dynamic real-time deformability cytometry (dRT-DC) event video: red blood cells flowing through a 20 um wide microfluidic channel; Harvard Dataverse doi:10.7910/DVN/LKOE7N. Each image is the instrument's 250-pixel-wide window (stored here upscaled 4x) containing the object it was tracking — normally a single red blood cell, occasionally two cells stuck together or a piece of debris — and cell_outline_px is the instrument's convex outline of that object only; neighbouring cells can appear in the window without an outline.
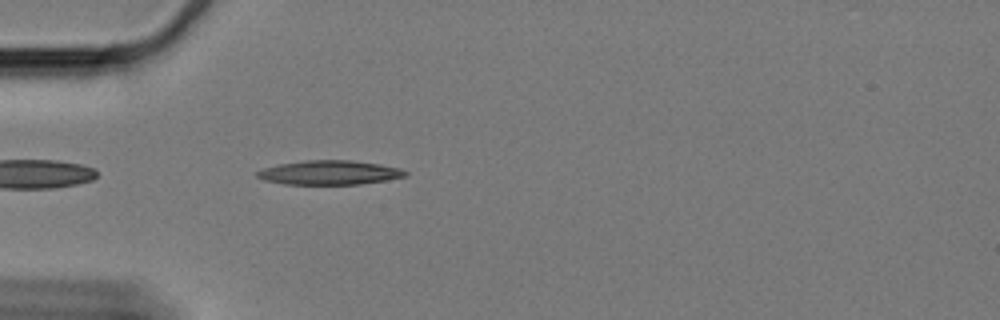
{"species": "Egyptian fruit bat (a non-hibernating species)", "species_latin": "Rousettus aegyptiacus", "temperature_condition": "cold", "stored_images_in_passage": 45, "camera_frame_rate_fps": 3000, "um_per_image_px": 0.085, "animal": {"sex": "female"}, "frame": {"image": 1, "passage_image": 3, "time_ms": 0.667, "image_size_px": [1000, 320], "cell_outline_px": [[408, 176], [360, 184], [284, 184], [264, 180], [256, 176], [256, 172], [264, 168], [280, 164], [304, 160], [352, 160], [380, 164], [400, 168], [408, 172]], "centroid_in_image_um": [28.02, 14.66], "position_along_channel_um": 57.0, "area_um2": 20.87}}
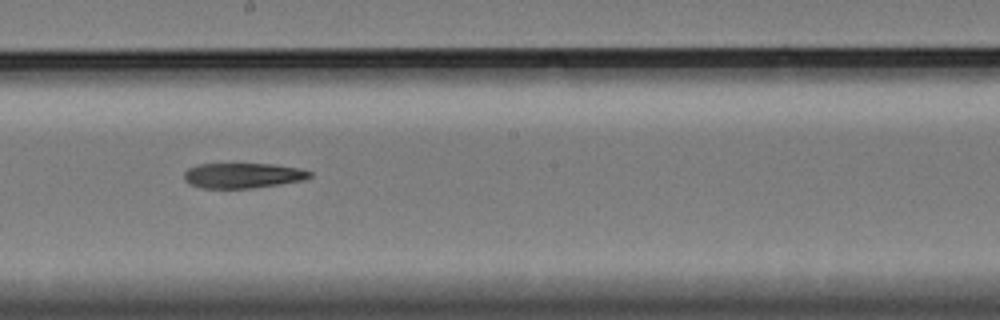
{"frame": {"image": 2, "passage_image": 19, "time_ms": 6.0, "image_size_px": [1000, 320], "cell_outline_px": [[312, 176], [304, 180], [280, 184], [252, 188], [200, 188], [188, 184], [184, 180], [184, 172], [188, 168], [196, 164], [272, 164], [300, 168], [312, 172]], "centroid_in_image_um": [20.62, 14.92], "position_along_channel_um": 227.6, "area_um2": 18.61}}
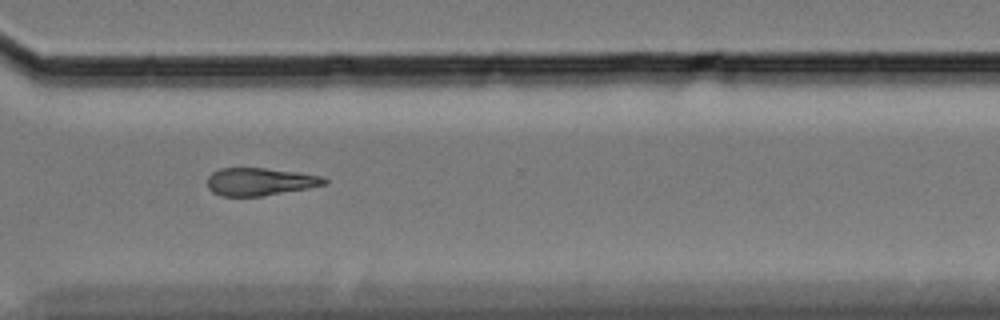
{"frame": {"image": 3, "passage_image": 30, "time_ms": 9.667, "image_size_px": [1000, 320], "cell_outline_px": [[328, 184], [308, 188], [260, 196], [220, 196], [212, 192], [208, 188], [208, 176], [212, 172], [220, 168], [264, 168], [296, 172], [324, 176], [328, 180]], "centroid_in_image_um": [22.1, 15.44], "position_along_channel_um": 348.5, "area_um2": 18.9}, "authors_computed_cell_mechanics": {"area_um2": 19.4208, "velocity_mm_per_s": 3.3016, "shape_relaxation_time_tau1_ms": 9.8901, "shape_relaxation_time_tau2_ms": 11.187, "deformation_change_tau1": 0.1874, "deformation_change_tau2": 0.2572}}